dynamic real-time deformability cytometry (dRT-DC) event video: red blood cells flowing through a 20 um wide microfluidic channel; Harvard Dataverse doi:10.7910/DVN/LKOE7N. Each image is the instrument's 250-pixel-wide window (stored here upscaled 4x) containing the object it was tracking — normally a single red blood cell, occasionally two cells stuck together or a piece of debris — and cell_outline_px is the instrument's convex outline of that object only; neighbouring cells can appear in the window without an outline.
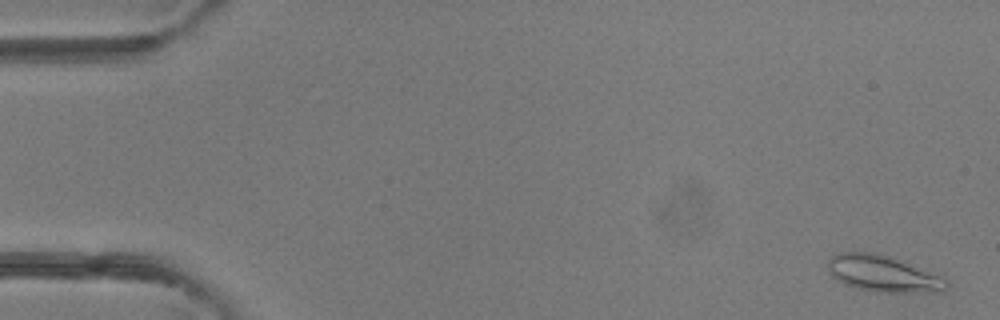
{"species": "common noctule bat (a hibernating species)", "species_latin": "Nyctalus noctula", "temperature_condition": "room temperature", "stored_images_in_passage": 50, "camera_frame_rate_fps": 3000, "um_per_image_px": 0.085, "animal": {"sex": "female"}, "frame": {"image": 1, "passage_image": 2, "time_ms": 0.333, "image_size_px": [1000, 320], "cell_outline_px": [[948, 284], [944, 292], [876, 292], [856, 288], [844, 284], [836, 280], [832, 276], [828, 268], [828, 260], [836, 252], [876, 252], [888, 256], [936, 276], [944, 280]], "centroid_in_image_um": [74.94, 23.27], "position_along_channel_um": 10.1, "area_um2": 24.57}}
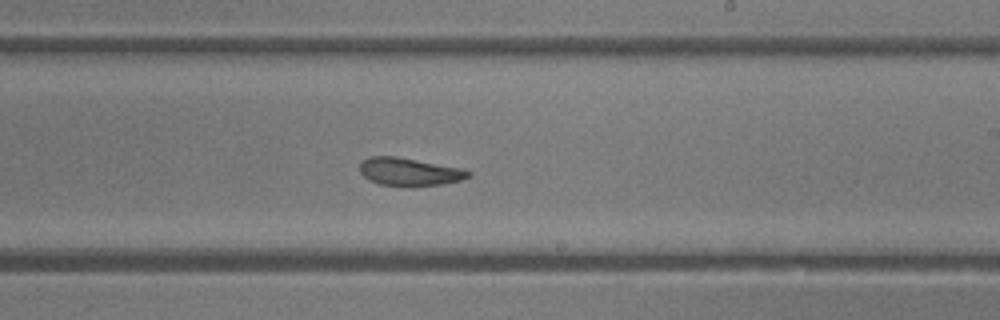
{"frame": {"image": 2, "passage_image": 30, "time_ms": 9.667, "image_size_px": [1000, 320], "cell_outline_px": [[472, 176], [460, 180], [444, 184], [412, 188], [408, 188], [380, 184], [368, 180], [360, 172], [360, 164], [364, 160], [372, 156], [396, 156], [460, 168], [472, 172]], "centroid_in_image_um": [34.81, 14.64], "position_along_channel_um": 254.2, "area_um2": 17.98}}
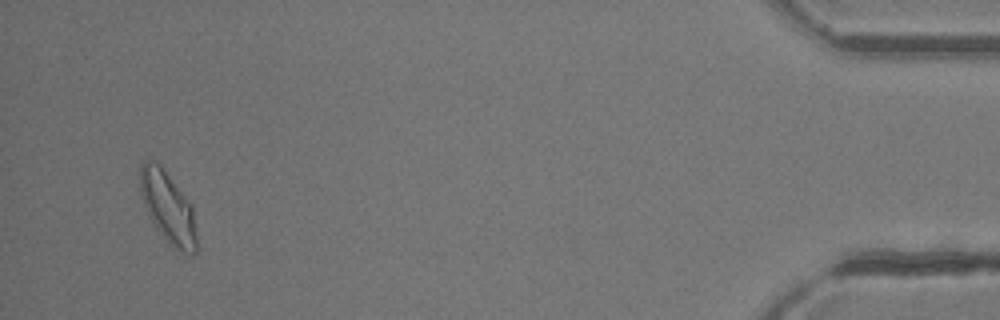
{"frame": {"image": 3, "passage_image": 48, "time_ms": 15.667, "image_size_px": [1000, 320], "cell_outline_px": [[196, 252], [192, 256], [188, 256], [176, 248], [156, 228], [144, 204], [140, 192], [140, 164], [148, 156], [156, 160], [160, 164], [192, 204], [196, 232]], "centroid_in_image_um": [14.27, 17.56], "position_along_channel_um": 420.9, "area_um2": 23.52}, "authors_computed_cell_mechanics": {"area_um2": 19.4786, "velocity_mm_per_s": 4.1432, "shape_relaxation_time_tau1_ms": 10.5067, "shape_relaxation_time_tau2_ms": 2.9596, "deformation_change_tau1": 0.2384, "deformation_change_tau2": 0.0945}}